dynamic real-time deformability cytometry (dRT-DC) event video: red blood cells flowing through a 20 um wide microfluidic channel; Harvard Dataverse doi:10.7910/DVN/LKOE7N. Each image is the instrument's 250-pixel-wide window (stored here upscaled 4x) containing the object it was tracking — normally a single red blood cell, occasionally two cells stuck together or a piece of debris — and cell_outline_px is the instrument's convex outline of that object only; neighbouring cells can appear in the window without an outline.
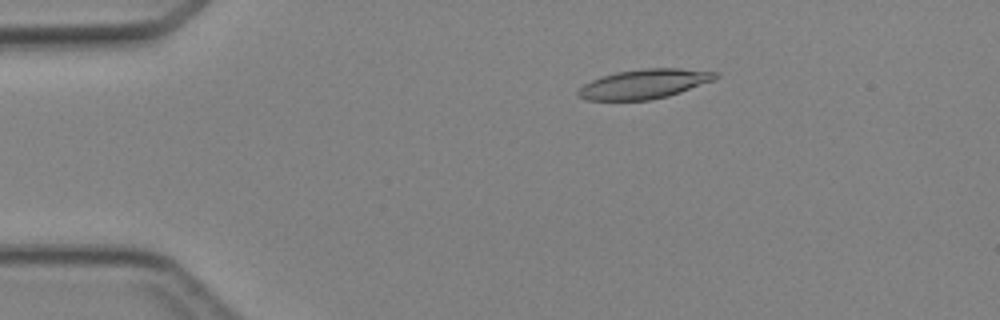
{"species": "Egyptian fruit bat (a non-hibernating species)", "species_latin": "Rousettus aegyptiacus", "temperature_condition": "cold", "stored_images_in_passage": 5, "camera_frame_rate_fps": 3000, "um_per_image_px": 0.085, "animal": {"sex": "female"}, "frame": {"image": 1, "passage_image": 3, "time_ms": 2.333, "image_size_px": [1000, 320], "cell_outline_px": [[720, 76], [716, 80], [668, 96], [648, 100], [588, 100], [576, 96], [576, 92], [584, 84], [592, 80], [616, 72], [644, 68], [680, 68], [716, 72]], "centroid_in_image_um": [54.78, 7.13], "position_along_channel_um": 30.2, "area_um2": 23.58}}
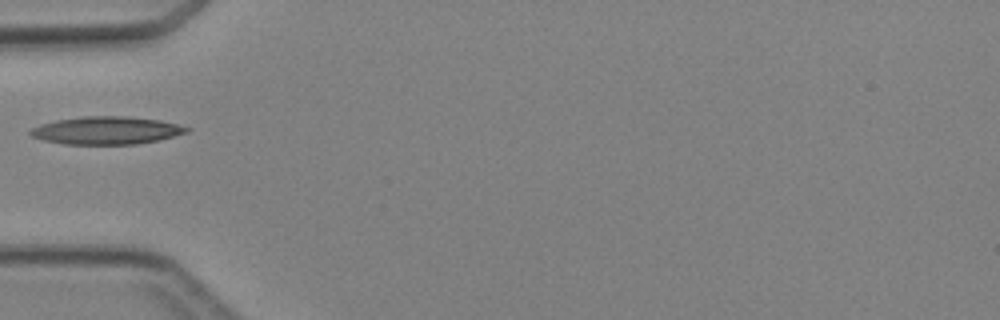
{"frame": {"image": 2, "passage_image": 5, "time_ms": 4.667, "image_size_px": [1000, 320], "cell_outline_px": [[192, 128], [188, 132], [160, 140], [136, 144], [64, 144], [44, 140], [32, 136], [28, 132], [32, 128], [40, 124], [56, 120], [80, 116], [124, 116], [160, 120]], "centroid_in_image_um": [9.05, 11.08], "position_along_channel_um": 75.9, "area_um2": 25.32}}